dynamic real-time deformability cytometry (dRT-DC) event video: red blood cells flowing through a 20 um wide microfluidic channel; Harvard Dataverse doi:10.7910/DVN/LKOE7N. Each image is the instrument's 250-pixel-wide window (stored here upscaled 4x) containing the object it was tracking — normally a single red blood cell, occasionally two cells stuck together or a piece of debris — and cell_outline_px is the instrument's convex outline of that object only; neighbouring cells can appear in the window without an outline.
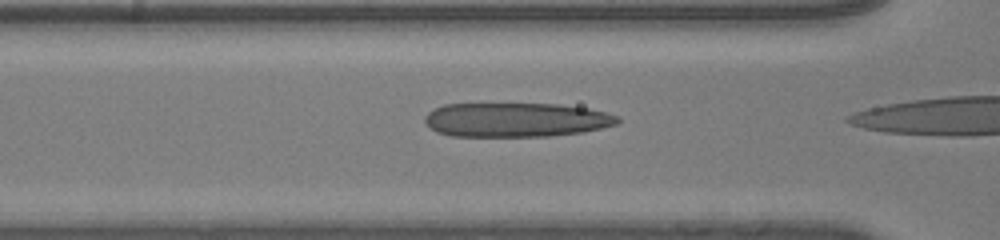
{"species": "human", "species_latin": "Homo sapiens", "temperature_condition": "room temperature", "stored_images_in_passage": 10, "camera_frame_rate_fps": 3000, "um_per_image_px": 0.085, "donor": {"sex": "male"}, "frame": {"image": 1, "passage_image": 6, "time_ms": 1.667, "image_size_px": [1000, 240], "cell_outline_px": [[620, 120], [616, 124], [584, 132], [548, 136], [452, 136], [436, 132], [424, 120], [424, 116], [432, 108], [444, 104], [560, 104], [588, 108], [620, 116]], "centroid_in_image_um": [43.85, 10.18], "position_along_channel_um": 122.7, "area_um2": 38.55}}
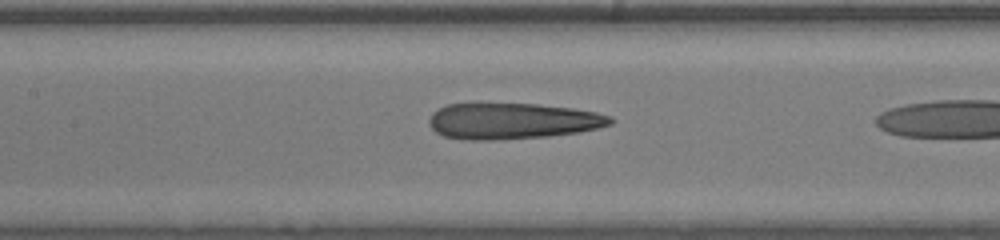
{"frame": {"image": 2, "passage_image": 9, "time_ms": 2.667, "image_size_px": [1000, 240], "cell_outline_px": [[612, 124], [580, 132], [548, 136], [492, 140], [468, 140], [444, 136], [436, 132], [428, 124], [428, 120], [432, 112], [436, 108], [448, 104], [536, 104], [572, 108], [596, 112], [612, 116]], "centroid_in_image_um": [43.53, 10.29], "position_along_channel_um": 163.9, "area_um2": 38.09}}